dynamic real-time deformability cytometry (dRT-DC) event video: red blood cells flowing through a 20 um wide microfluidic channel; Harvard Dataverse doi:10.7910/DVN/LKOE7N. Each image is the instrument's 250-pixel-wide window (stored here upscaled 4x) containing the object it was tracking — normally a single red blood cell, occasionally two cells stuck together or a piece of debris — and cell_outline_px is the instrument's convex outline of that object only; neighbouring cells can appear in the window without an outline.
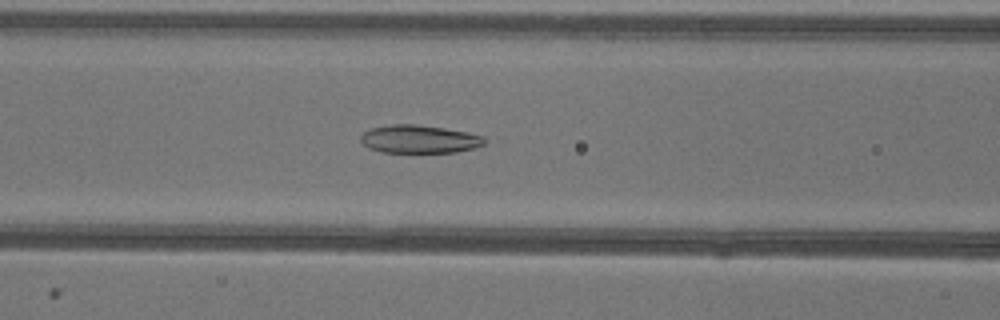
{"species": "common noctule bat (a hibernating species)", "species_latin": "Nyctalus noctula", "temperature_condition": "warm", "stored_images_in_passage": 51, "camera_frame_rate_fps": 3000, "um_per_image_px": 0.085, "animal": {"sex": "female"}, "frame": {"image": 1, "passage_image": 20, "time_ms": 6.333, "image_size_px": [1000, 320], "cell_outline_px": [[484, 144], [476, 148], [456, 152], [380, 152], [368, 148], [360, 140], [360, 136], [364, 132], [372, 128], [392, 124], [416, 124], [444, 128], [468, 132], [484, 136]], "centroid_in_image_um": [35.64, 11.83], "position_along_channel_um": 131.0, "area_um2": 20.29}}
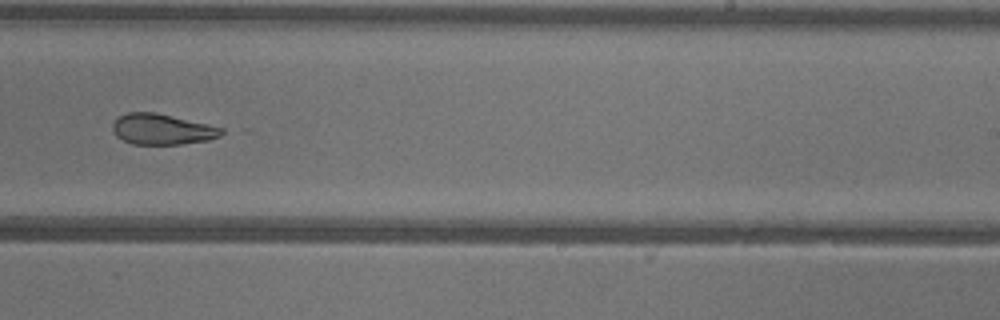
{"frame": {"image": 2, "passage_image": 31, "time_ms": 10.0, "image_size_px": [1000, 320], "cell_outline_px": [[224, 132], [220, 136], [208, 140], [180, 144], [132, 144], [116, 136], [112, 132], [112, 124], [120, 116], [128, 112], [156, 112], [224, 128]], "centroid_in_image_um": [13.77, 10.98], "position_along_channel_um": 275.2, "area_um2": 19.42}}
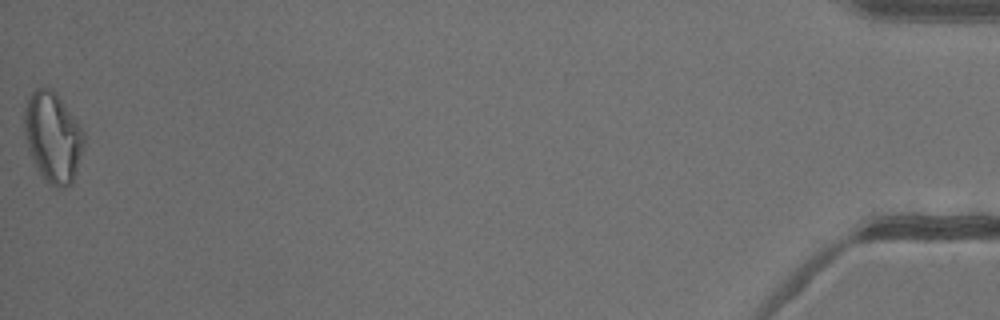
{"frame": {"image": 3, "passage_image": 51, "time_ms": 16.667, "image_size_px": [1000, 320], "cell_outline_px": [[84, 144], [72, 184], [64, 188], [56, 188], [44, 180], [40, 176], [28, 152], [24, 132], [24, 108], [32, 92], [36, 88], [52, 88], [56, 92], [76, 120], [84, 132]], "centroid_in_image_um": [4.47, 11.69], "position_along_channel_um": 430.7, "area_um2": 31.5}, "authors_computed_cell_mechanics": {"area_um2": 23.6402, "velocity_mm_per_s": 3.9458, "shape_relaxation_time_tau1_ms": null, "shape_relaxation_time_tau2_ms": 3.0406, "deformation_change_tau1": null, "deformation_change_tau2": 0.1}}